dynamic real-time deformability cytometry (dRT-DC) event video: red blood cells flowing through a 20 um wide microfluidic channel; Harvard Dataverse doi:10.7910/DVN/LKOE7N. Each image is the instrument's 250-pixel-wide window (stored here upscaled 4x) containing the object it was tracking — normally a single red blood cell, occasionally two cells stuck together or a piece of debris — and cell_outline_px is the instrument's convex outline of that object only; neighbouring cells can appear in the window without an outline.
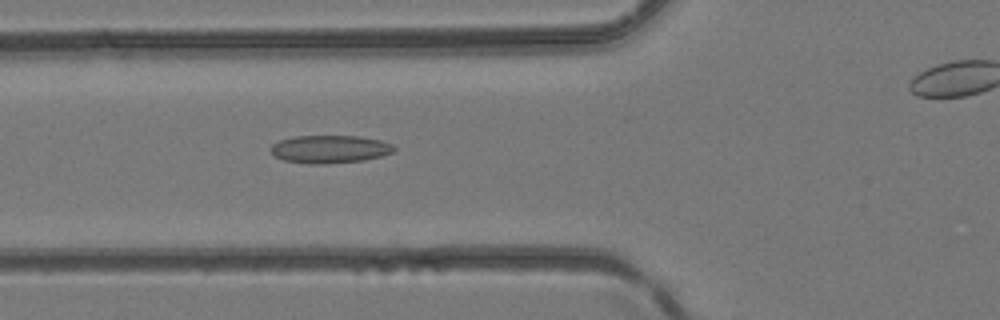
{"species": "common noctule bat (a hibernating species)", "species_latin": "Nyctalus noctula", "temperature_condition": "room temperature", "stored_images_in_passage": 17, "camera_frame_rate_fps": 3000, "um_per_image_px": 0.085, "animal": {"sex": "female", "body_mass_g": 24.6, "forearm_length_mm": 56.2}, "frame": {"image": 1, "passage_image": 16, "time_ms": 5.0, "image_size_px": [1000, 320], "cell_outline_px": [[396, 148], [392, 152], [380, 156], [364, 160], [324, 164], [312, 164], [284, 160], [276, 156], [268, 148], [272, 144], [280, 140], [292, 136], [360, 136], [380, 140], [392, 144]], "centroid_in_image_um": [28.02, 12.67], "position_along_channel_um": 97.8, "area_um2": 20.0}}